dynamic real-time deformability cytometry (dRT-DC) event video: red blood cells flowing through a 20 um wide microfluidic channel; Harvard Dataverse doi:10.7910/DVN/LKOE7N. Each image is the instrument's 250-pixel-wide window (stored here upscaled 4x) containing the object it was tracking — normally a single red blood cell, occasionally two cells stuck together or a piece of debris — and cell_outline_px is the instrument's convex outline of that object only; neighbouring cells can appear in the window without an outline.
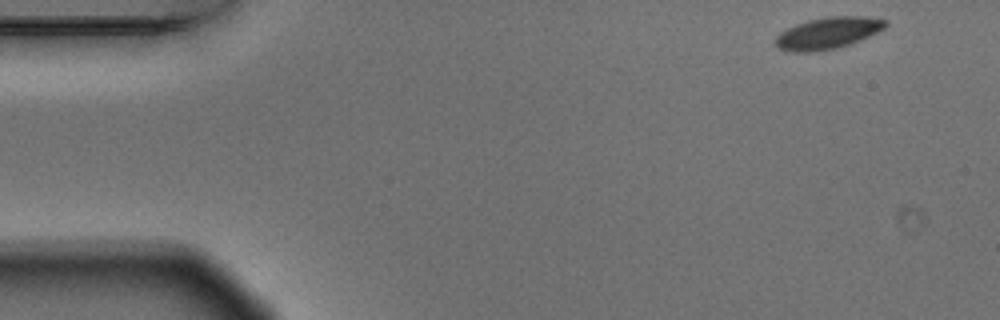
{"species": "Egyptian fruit bat (a non-hibernating species)", "species_latin": "Rousettus aegyptiacus", "temperature_condition": "warm", "stored_images_in_passage": 3, "camera_frame_rate_fps": 3000, "um_per_image_px": 0.085, "animal": {"sex": "male"}, "frame": {"image": 1, "passage_image": 1, "time_ms": 0.0, "image_size_px": [1000, 320], "cell_outline_px": [[888, 24], [884, 28], [868, 36], [848, 44], [836, 48], [812, 52], [792, 52], [780, 48], [776, 44], [776, 36], [780, 32], [796, 24], [808, 20], [828, 16], [868, 16], [888, 20]], "centroid_in_image_um": [70.38, 2.79], "position_along_channel_um": 14.6, "area_um2": 20.11}}
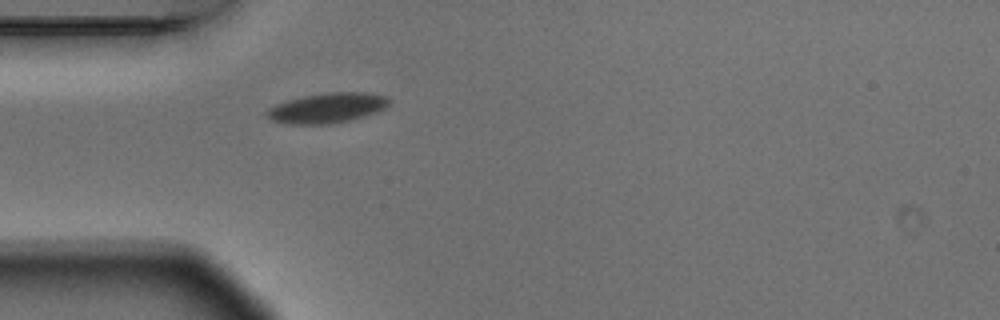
{"frame": {"image": 2, "passage_image": 3, "time_ms": 0.667, "image_size_px": [1000, 320], "cell_outline_px": [[388, 104], [384, 108], [376, 112], [364, 116], [332, 124], [288, 124], [272, 120], [264, 116], [264, 112], [268, 108], [276, 104], [288, 100], [304, 96], [328, 92], [364, 92], [388, 96]], "centroid_in_image_um": [27.76, 9.18], "position_along_channel_um": 57.2, "area_um2": 21.39}}